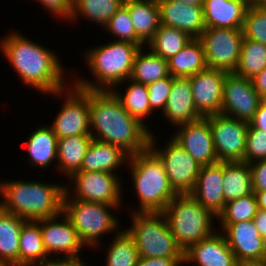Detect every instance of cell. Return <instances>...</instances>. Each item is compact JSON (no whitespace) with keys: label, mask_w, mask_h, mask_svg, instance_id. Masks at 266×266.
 I'll return each instance as SVG.
<instances>
[{"label":"cell","mask_w":266,"mask_h":266,"mask_svg":"<svg viewBox=\"0 0 266 266\" xmlns=\"http://www.w3.org/2000/svg\"><path fill=\"white\" fill-rule=\"evenodd\" d=\"M107 246L106 266H137L139 253L134 239L125 229Z\"/></svg>","instance_id":"obj_37"},{"label":"cell","mask_w":266,"mask_h":266,"mask_svg":"<svg viewBox=\"0 0 266 266\" xmlns=\"http://www.w3.org/2000/svg\"><path fill=\"white\" fill-rule=\"evenodd\" d=\"M244 266H266L265 264H249V265H244Z\"/></svg>","instance_id":"obj_54"},{"label":"cell","mask_w":266,"mask_h":266,"mask_svg":"<svg viewBox=\"0 0 266 266\" xmlns=\"http://www.w3.org/2000/svg\"><path fill=\"white\" fill-rule=\"evenodd\" d=\"M243 38L242 28L206 27L198 39L203 45L207 68L234 73Z\"/></svg>","instance_id":"obj_10"},{"label":"cell","mask_w":266,"mask_h":266,"mask_svg":"<svg viewBox=\"0 0 266 266\" xmlns=\"http://www.w3.org/2000/svg\"><path fill=\"white\" fill-rule=\"evenodd\" d=\"M263 99L251 79L227 73L223 86L221 114L250 122Z\"/></svg>","instance_id":"obj_15"},{"label":"cell","mask_w":266,"mask_h":266,"mask_svg":"<svg viewBox=\"0 0 266 266\" xmlns=\"http://www.w3.org/2000/svg\"><path fill=\"white\" fill-rule=\"evenodd\" d=\"M141 47L126 41H109L85 50V62L94 81L75 78L72 82L84 90H112L131 77L134 58Z\"/></svg>","instance_id":"obj_4"},{"label":"cell","mask_w":266,"mask_h":266,"mask_svg":"<svg viewBox=\"0 0 266 266\" xmlns=\"http://www.w3.org/2000/svg\"><path fill=\"white\" fill-rule=\"evenodd\" d=\"M253 220L256 228L266 243V210L258 209Z\"/></svg>","instance_id":"obj_49"},{"label":"cell","mask_w":266,"mask_h":266,"mask_svg":"<svg viewBox=\"0 0 266 266\" xmlns=\"http://www.w3.org/2000/svg\"><path fill=\"white\" fill-rule=\"evenodd\" d=\"M160 24L180 29L192 38H199L205 30L203 6L184 2L157 0Z\"/></svg>","instance_id":"obj_20"},{"label":"cell","mask_w":266,"mask_h":266,"mask_svg":"<svg viewBox=\"0 0 266 266\" xmlns=\"http://www.w3.org/2000/svg\"><path fill=\"white\" fill-rule=\"evenodd\" d=\"M125 82L131 83L127 86L124 94L123 92L118 91V88H113L111 91L121 101L122 106L130 115L139 120L147 128L150 127L143 122L144 119H148L149 115L153 114L150 109L147 85L135 82L130 78Z\"/></svg>","instance_id":"obj_34"},{"label":"cell","mask_w":266,"mask_h":266,"mask_svg":"<svg viewBox=\"0 0 266 266\" xmlns=\"http://www.w3.org/2000/svg\"><path fill=\"white\" fill-rule=\"evenodd\" d=\"M162 213L167 219L177 244L183 251L218 231L213 225L216 223L215 219L218 218L204 208L191 194H178Z\"/></svg>","instance_id":"obj_6"},{"label":"cell","mask_w":266,"mask_h":266,"mask_svg":"<svg viewBox=\"0 0 266 266\" xmlns=\"http://www.w3.org/2000/svg\"><path fill=\"white\" fill-rule=\"evenodd\" d=\"M247 7L238 0H204L205 26L230 29L243 28Z\"/></svg>","instance_id":"obj_24"},{"label":"cell","mask_w":266,"mask_h":266,"mask_svg":"<svg viewBox=\"0 0 266 266\" xmlns=\"http://www.w3.org/2000/svg\"><path fill=\"white\" fill-rule=\"evenodd\" d=\"M254 193L251 171L246 162H224L225 203Z\"/></svg>","instance_id":"obj_31"},{"label":"cell","mask_w":266,"mask_h":266,"mask_svg":"<svg viewBox=\"0 0 266 266\" xmlns=\"http://www.w3.org/2000/svg\"><path fill=\"white\" fill-rule=\"evenodd\" d=\"M172 84L173 77L169 75L163 79L154 81L153 83L147 85L150 109L153 112L154 110L160 112H163L165 110Z\"/></svg>","instance_id":"obj_42"},{"label":"cell","mask_w":266,"mask_h":266,"mask_svg":"<svg viewBox=\"0 0 266 266\" xmlns=\"http://www.w3.org/2000/svg\"><path fill=\"white\" fill-rule=\"evenodd\" d=\"M256 198L258 209L266 210V190L262 191H254Z\"/></svg>","instance_id":"obj_50"},{"label":"cell","mask_w":266,"mask_h":266,"mask_svg":"<svg viewBox=\"0 0 266 266\" xmlns=\"http://www.w3.org/2000/svg\"><path fill=\"white\" fill-rule=\"evenodd\" d=\"M92 139V136L83 135L57 139V170L64 174L65 178H70L81 170L83 158Z\"/></svg>","instance_id":"obj_28"},{"label":"cell","mask_w":266,"mask_h":266,"mask_svg":"<svg viewBox=\"0 0 266 266\" xmlns=\"http://www.w3.org/2000/svg\"><path fill=\"white\" fill-rule=\"evenodd\" d=\"M120 179L109 172L77 171L68 179L70 184H65V190L76 200L122 206Z\"/></svg>","instance_id":"obj_12"},{"label":"cell","mask_w":266,"mask_h":266,"mask_svg":"<svg viewBox=\"0 0 266 266\" xmlns=\"http://www.w3.org/2000/svg\"><path fill=\"white\" fill-rule=\"evenodd\" d=\"M139 202L132 212H163L178 194L171 187L163 162L150 149L129 156L127 165Z\"/></svg>","instance_id":"obj_5"},{"label":"cell","mask_w":266,"mask_h":266,"mask_svg":"<svg viewBox=\"0 0 266 266\" xmlns=\"http://www.w3.org/2000/svg\"><path fill=\"white\" fill-rule=\"evenodd\" d=\"M238 1L243 2L248 7L256 6V0H238Z\"/></svg>","instance_id":"obj_52"},{"label":"cell","mask_w":266,"mask_h":266,"mask_svg":"<svg viewBox=\"0 0 266 266\" xmlns=\"http://www.w3.org/2000/svg\"><path fill=\"white\" fill-rule=\"evenodd\" d=\"M256 6L266 7V0H256Z\"/></svg>","instance_id":"obj_53"},{"label":"cell","mask_w":266,"mask_h":266,"mask_svg":"<svg viewBox=\"0 0 266 266\" xmlns=\"http://www.w3.org/2000/svg\"><path fill=\"white\" fill-rule=\"evenodd\" d=\"M188 263L198 266H242L219 230L184 251V264Z\"/></svg>","instance_id":"obj_19"},{"label":"cell","mask_w":266,"mask_h":266,"mask_svg":"<svg viewBox=\"0 0 266 266\" xmlns=\"http://www.w3.org/2000/svg\"><path fill=\"white\" fill-rule=\"evenodd\" d=\"M170 1L184 2L186 4H191L196 6H203L204 2V0H170Z\"/></svg>","instance_id":"obj_51"},{"label":"cell","mask_w":266,"mask_h":266,"mask_svg":"<svg viewBox=\"0 0 266 266\" xmlns=\"http://www.w3.org/2000/svg\"><path fill=\"white\" fill-rule=\"evenodd\" d=\"M65 184L42 181H0V207L26 221H39L63 213Z\"/></svg>","instance_id":"obj_3"},{"label":"cell","mask_w":266,"mask_h":266,"mask_svg":"<svg viewBox=\"0 0 266 266\" xmlns=\"http://www.w3.org/2000/svg\"><path fill=\"white\" fill-rule=\"evenodd\" d=\"M39 225L48 256L54 254L57 257L58 254L62 255L63 253L62 257L80 258L79 253L83 247L85 248V245L80 241L76 229L64 213L39 220Z\"/></svg>","instance_id":"obj_17"},{"label":"cell","mask_w":266,"mask_h":266,"mask_svg":"<svg viewBox=\"0 0 266 266\" xmlns=\"http://www.w3.org/2000/svg\"><path fill=\"white\" fill-rule=\"evenodd\" d=\"M120 207L76 200L66 191L63 197V213L72 222L80 241L88 248L99 247V239L105 234L115 232V235H118L123 230H117L121 223L113 214L114 212H111L112 209L119 210Z\"/></svg>","instance_id":"obj_7"},{"label":"cell","mask_w":266,"mask_h":266,"mask_svg":"<svg viewBox=\"0 0 266 266\" xmlns=\"http://www.w3.org/2000/svg\"><path fill=\"white\" fill-rule=\"evenodd\" d=\"M184 265V257H139L137 266H181Z\"/></svg>","instance_id":"obj_45"},{"label":"cell","mask_w":266,"mask_h":266,"mask_svg":"<svg viewBox=\"0 0 266 266\" xmlns=\"http://www.w3.org/2000/svg\"><path fill=\"white\" fill-rule=\"evenodd\" d=\"M0 51L21 78L22 83L42 94H52L66 88L64 68L58 54L29 40L17 31L0 39ZM65 78V79H64Z\"/></svg>","instance_id":"obj_2"},{"label":"cell","mask_w":266,"mask_h":266,"mask_svg":"<svg viewBox=\"0 0 266 266\" xmlns=\"http://www.w3.org/2000/svg\"><path fill=\"white\" fill-rule=\"evenodd\" d=\"M104 30L112 34L117 41L131 42L145 48V45L137 38L128 8L125 5L110 18L104 26Z\"/></svg>","instance_id":"obj_39"},{"label":"cell","mask_w":266,"mask_h":266,"mask_svg":"<svg viewBox=\"0 0 266 266\" xmlns=\"http://www.w3.org/2000/svg\"><path fill=\"white\" fill-rule=\"evenodd\" d=\"M219 224L223 229L219 231L242 266L266 263V243L254 220Z\"/></svg>","instance_id":"obj_14"},{"label":"cell","mask_w":266,"mask_h":266,"mask_svg":"<svg viewBox=\"0 0 266 266\" xmlns=\"http://www.w3.org/2000/svg\"><path fill=\"white\" fill-rule=\"evenodd\" d=\"M266 67V45L243 38L240 60L234 73L252 79Z\"/></svg>","instance_id":"obj_36"},{"label":"cell","mask_w":266,"mask_h":266,"mask_svg":"<svg viewBox=\"0 0 266 266\" xmlns=\"http://www.w3.org/2000/svg\"><path fill=\"white\" fill-rule=\"evenodd\" d=\"M226 72L206 68L190 76L193 100L202 117L221 113Z\"/></svg>","instance_id":"obj_18"},{"label":"cell","mask_w":266,"mask_h":266,"mask_svg":"<svg viewBox=\"0 0 266 266\" xmlns=\"http://www.w3.org/2000/svg\"><path fill=\"white\" fill-rule=\"evenodd\" d=\"M251 80L255 91L263 100H266V67Z\"/></svg>","instance_id":"obj_48"},{"label":"cell","mask_w":266,"mask_h":266,"mask_svg":"<svg viewBox=\"0 0 266 266\" xmlns=\"http://www.w3.org/2000/svg\"><path fill=\"white\" fill-rule=\"evenodd\" d=\"M39 2L46 11L57 15V18L70 20L73 13V0H35Z\"/></svg>","instance_id":"obj_43"},{"label":"cell","mask_w":266,"mask_h":266,"mask_svg":"<svg viewBox=\"0 0 266 266\" xmlns=\"http://www.w3.org/2000/svg\"><path fill=\"white\" fill-rule=\"evenodd\" d=\"M52 95L65 98L55 120L48 125L57 139L78 135L91 136L89 90L81 89L71 81L66 88Z\"/></svg>","instance_id":"obj_9"},{"label":"cell","mask_w":266,"mask_h":266,"mask_svg":"<svg viewBox=\"0 0 266 266\" xmlns=\"http://www.w3.org/2000/svg\"><path fill=\"white\" fill-rule=\"evenodd\" d=\"M218 162H245L249 123L221 113L209 116Z\"/></svg>","instance_id":"obj_13"},{"label":"cell","mask_w":266,"mask_h":266,"mask_svg":"<svg viewBox=\"0 0 266 266\" xmlns=\"http://www.w3.org/2000/svg\"><path fill=\"white\" fill-rule=\"evenodd\" d=\"M266 160V132L249 124L245 145V162L250 164Z\"/></svg>","instance_id":"obj_41"},{"label":"cell","mask_w":266,"mask_h":266,"mask_svg":"<svg viewBox=\"0 0 266 266\" xmlns=\"http://www.w3.org/2000/svg\"><path fill=\"white\" fill-rule=\"evenodd\" d=\"M144 50L141 47L135 55L130 79L148 85L169 76L168 60L153 53L150 49L148 52Z\"/></svg>","instance_id":"obj_32"},{"label":"cell","mask_w":266,"mask_h":266,"mask_svg":"<svg viewBox=\"0 0 266 266\" xmlns=\"http://www.w3.org/2000/svg\"><path fill=\"white\" fill-rule=\"evenodd\" d=\"M137 38L146 46L160 26L157 0H125Z\"/></svg>","instance_id":"obj_25"},{"label":"cell","mask_w":266,"mask_h":266,"mask_svg":"<svg viewBox=\"0 0 266 266\" xmlns=\"http://www.w3.org/2000/svg\"><path fill=\"white\" fill-rule=\"evenodd\" d=\"M179 127V128H178ZM172 139L201 166L218 162L209 116L177 126Z\"/></svg>","instance_id":"obj_16"},{"label":"cell","mask_w":266,"mask_h":266,"mask_svg":"<svg viewBox=\"0 0 266 266\" xmlns=\"http://www.w3.org/2000/svg\"><path fill=\"white\" fill-rule=\"evenodd\" d=\"M249 124L255 129L266 132V100L261 101L258 110Z\"/></svg>","instance_id":"obj_47"},{"label":"cell","mask_w":266,"mask_h":266,"mask_svg":"<svg viewBox=\"0 0 266 266\" xmlns=\"http://www.w3.org/2000/svg\"><path fill=\"white\" fill-rule=\"evenodd\" d=\"M52 257V259H51ZM54 256H50L45 261L38 264V266H88V263H85L84 260L80 258L73 257H61L53 258ZM62 258V259H61Z\"/></svg>","instance_id":"obj_46"},{"label":"cell","mask_w":266,"mask_h":266,"mask_svg":"<svg viewBox=\"0 0 266 266\" xmlns=\"http://www.w3.org/2000/svg\"><path fill=\"white\" fill-rule=\"evenodd\" d=\"M162 114L174 127L202 118L194 104L189 77H173V84Z\"/></svg>","instance_id":"obj_22"},{"label":"cell","mask_w":266,"mask_h":266,"mask_svg":"<svg viewBox=\"0 0 266 266\" xmlns=\"http://www.w3.org/2000/svg\"><path fill=\"white\" fill-rule=\"evenodd\" d=\"M224 162L201 166L195 187L190 193L204 208L218 217L225 208L223 194Z\"/></svg>","instance_id":"obj_21"},{"label":"cell","mask_w":266,"mask_h":266,"mask_svg":"<svg viewBox=\"0 0 266 266\" xmlns=\"http://www.w3.org/2000/svg\"><path fill=\"white\" fill-rule=\"evenodd\" d=\"M29 165L47 169L53 161H57V136L48 125H40L31 132L27 140Z\"/></svg>","instance_id":"obj_27"},{"label":"cell","mask_w":266,"mask_h":266,"mask_svg":"<svg viewBox=\"0 0 266 266\" xmlns=\"http://www.w3.org/2000/svg\"><path fill=\"white\" fill-rule=\"evenodd\" d=\"M192 39V37L180 29L160 24L155 35L146 45L153 53L169 60Z\"/></svg>","instance_id":"obj_35"},{"label":"cell","mask_w":266,"mask_h":266,"mask_svg":"<svg viewBox=\"0 0 266 266\" xmlns=\"http://www.w3.org/2000/svg\"><path fill=\"white\" fill-rule=\"evenodd\" d=\"M25 221L0 207V265L19 266V238Z\"/></svg>","instance_id":"obj_26"},{"label":"cell","mask_w":266,"mask_h":266,"mask_svg":"<svg viewBox=\"0 0 266 266\" xmlns=\"http://www.w3.org/2000/svg\"><path fill=\"white\" fill-rule=\"evenodd\" d=\"M242 30L244 38L266 45V7H247Z\"/></svg>","instance_id":"obj_40"},{"label":"cell","mask_w":266,"mask_h":266,"mask_svg":"<svg viewBox=\"0 0 266 266\" xmlns=\"http://www.w3.org/2000/svg\"><path fill=\"white\" fill-rule=\"evenodd\" d=\"M132 225L125 228L134 239L139 257H184L162 212H131Z\"/></svg>","instance_id":"obj_8"},{"label":"cell","mask_w":266,"mask_h":266,"mask_svg":"<svg viewBox=\"0 0 266 266\" xmlns=\"http://www.w3.org/2000/svg\"><path fill=\"white\" fill-rule=\"evenodd\" d=\"M129 154L121 147L92 139L80 171L118 173L128 163ZM117 169V170H116Z\"/></svg>","instance_id":"obj_23"},{"label":"cell","mask_w":266,"mask_h":266,"mask_svg":"<svg viewBox=\"0 0 266 266\" xmlns=\"http://www.w3.org/2000/svg\"><path fill=\"white\" fill-rule=\"evenodd\" d=\"M19 243V266H37L50 257L43 245L39 221L23 223Z\"/></svg>","instance_id":"obj_30"},{"label":"cell","mask_w":266,"mask_h":266,"mask_svg":"<svg viewBox=\"0 0 266 266\" xmlns=\"http://www.w3.org/2000/svg\"><path fill=\"white\" fill-rule=\"evenodd\" d=\"M254 191L266 190V160L249 164Z\"/></svg>","instance_id":"obj_44"},{"label":"cell","mask_w":266,"mask_h":266,"mask_svg":"<svg viewBox=\"0 0 266 266\" xmlns=\"http://www.w3.org/2000/svg\"><path fill=\"white\" fill-rule=\"evenodd\" d=\"M125 0H73V13L70 22L79 16L97 25L104 26L110 18L124 5Z\"/></svg>","instance_id":"obj_33"},{"label":"cell","mask_w":266,"mask_h":266,"mask_svg":"<svg viewBox=\"0 0 266 266\" xmlns=\"http://www.w3.org/2000/svg\"><path fill=\"white\" fill-rule=\"evenodd\" d=\"M172 77H190L207 68L204 49L198 38H193L182 50L168 60Z\"/></svg>","instance_id":"obj_29"},{"label":"cell","mask_w":266,"mask_h":266,"mask_svg":"<svg viewBox=\"0 0 266 266\" xmlns=\"http://www.w3.org/2000/svg\"><path fill=\"white\" fill-rule=\"evenodd\" d=\"M258 210L255 193L231 200L217 217L220 223H236L253 220Z\"/></svg>","instance_id":"obj_38"},{"label":"cell","mask_w":266,"mask_h":266,"mask_svg":"<svg viewBox=\"0 0 266 266\" xmlns=\"http://www.w3.org/2000/svg\"><path fill=\"white\" fill-rule=\"evenodd\" d=\"M93 139L121 147L129 155L149 148L151 131L122 106L111 90H89Z\"/></svg>","instance_id":"obj_1"},{"label":"cell","mask_w":266,"mask_h":266,"mask_svg":"<svg viewBox=\"0 0 266 266\" xmlns=\"http://www.w3.org/2000/svg\"><path fill=\"white\" fill-rule=\"evenodd\" d=\"M156 137L151 132L149 148L163 162L171 187L177 194H190L196 184L201 165L172 138L164 149L157 147Z\"/></svg>","instance_id":"obj_11"}]
</instances>
